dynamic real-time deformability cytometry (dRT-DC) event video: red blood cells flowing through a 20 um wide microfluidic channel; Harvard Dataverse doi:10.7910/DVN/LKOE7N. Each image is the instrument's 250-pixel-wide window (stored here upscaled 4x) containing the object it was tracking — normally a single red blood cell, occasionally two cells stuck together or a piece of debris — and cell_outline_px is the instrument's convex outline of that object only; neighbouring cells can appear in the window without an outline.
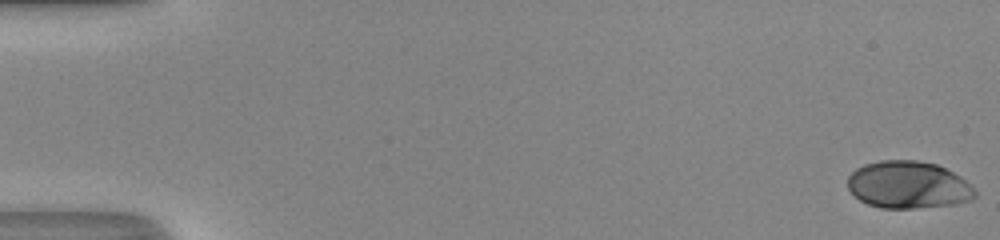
{"species": "human", "species_latin": "Homo sapiens", "temperature_condition": "room temperature", "stored_images_in_passage": 51, "camera_frame_rate_fps": 3000, "um_per_image_px": 0.085, "donor": {"sex": "male"}, "frame": {"image": 1, "passage_image": 1, "time_ms": 0.0, "image_size_px": [1000, 240], "cell_outline_px": [[976, 196], [972, 200], [956, 204], [916, 208], [880, 208], [868, 204], [860, 200], [848, 188], [848, 176], [856, 168], [864, 164], [880, 160], [916, 160], [936, 164], [960, 176], [976, 192]], "centroid_in_image_um": [77.19, 15.72], "position_along_channel_um": 7.8, "area_um2": 35.03}}
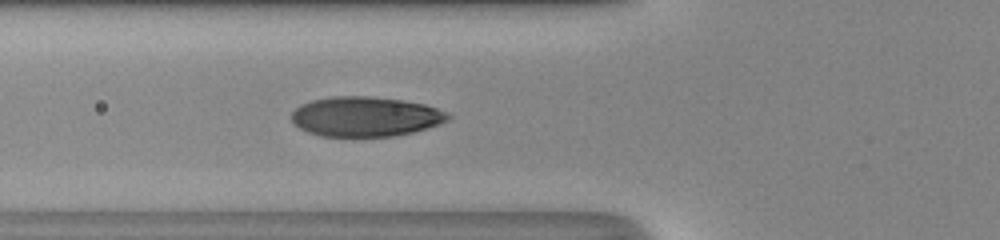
{"frame": {"image": 2, "passage_image": 20, "time_ms": 6.333, "image_size_px": [1000, 240], "cell_outline_px": [[452, 116], [448, 120], [440, 124], [412, 132], [396, 136], [320, 136], [308, 132], [292, 124], [292, 112], [300, 104], [312, 100], [332, 96], [368, 96], [400, 100], [424, 104], [436, 108]], "centroid_in_image_um": [31.03, 9.91], "position_along_channel_um": 94.8, "area_um2": 36.24}}
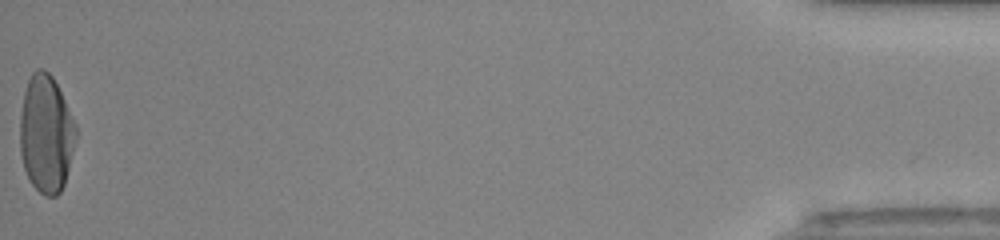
{"frame": {"image": 3, "passage_image": 51, "time_ms": 16.667, "image_size_px": [1000, 240], "cell_outline_px": [[76, 140], [64, 184], [60, 192], [56, 196], [44, 196], [32, 184], [24, 168], [20, 152], [20, 116], [24, 92], [28, 80], [32, 72], [36, 68], [44, 68], [52, 76], [76, 124]], "centroid_in_image_um": [3.91, 11.37], "position_along_channel_um": 431.3, "area_um2": 38.21}, "authors_computed_cell_mechanics": {"area_um2": 36.2406, "velocity_mm_per_s": 4.21, "shape_relaxation_time_tau1_ms": 3.4379, "shape_relaxation_time_tau2_ms": null, "deformation_change_tau1": 0.2058, "deformation_change_tau2": null}}